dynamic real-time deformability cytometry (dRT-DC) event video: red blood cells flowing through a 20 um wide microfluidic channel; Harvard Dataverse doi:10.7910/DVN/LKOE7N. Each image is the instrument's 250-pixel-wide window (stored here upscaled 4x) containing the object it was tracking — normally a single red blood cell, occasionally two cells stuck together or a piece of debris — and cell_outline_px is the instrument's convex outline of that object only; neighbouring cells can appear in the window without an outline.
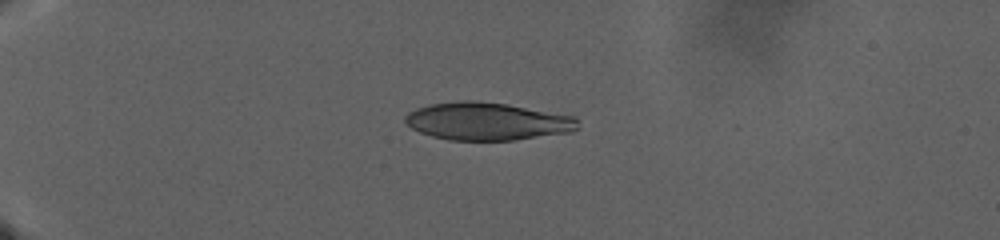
{"species": "human", "species_latin": "Homo sapiens", "temperature_condition": "warm", "stored_images_in_passage": 4, "camera_frame_rate_fps": 3000, "um_per_image_px": 0.085, "donor": {"sex": "male"}, "frame": {"image": 1, "passage_image": 2, "time_ms": 0.333, "image_size_px": [1000, 240], "cell_outline_px": [[544, 116], [540, 132], [524, 136], [500, 140], [468, 140], [428, 108], [444, 104], [496, 104], [516, 108], [532, 112]], "centroid_in_image_um": [41.58, 10.28], "position_along_channel_um": 43.4, "area_um2": 21.96}}